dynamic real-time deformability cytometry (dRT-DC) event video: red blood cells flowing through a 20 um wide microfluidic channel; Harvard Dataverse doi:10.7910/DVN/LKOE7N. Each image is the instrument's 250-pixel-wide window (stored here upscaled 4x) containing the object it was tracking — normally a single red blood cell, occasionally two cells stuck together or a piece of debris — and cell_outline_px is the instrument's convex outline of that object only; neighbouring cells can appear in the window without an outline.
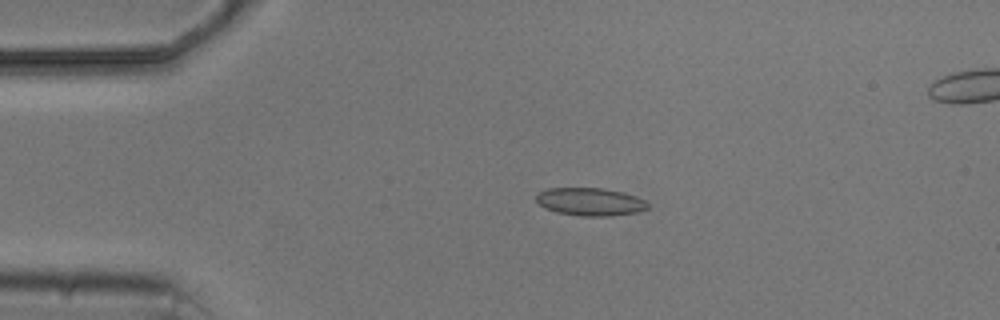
{"species": "common noctule bat (a hibernating species)", "species_latin": "Nyctalus noctula", "temperature_condition": "cold", "stored_images_in_passage": 4, "camera_frame_rate_fps": 3000, "um_per_image_px": 0.085, "animal": {"sex": "male", "body_mass_g": 20.5, "forearm_length_mm": 52.5}, "frame": {"image": 1, "passage_image": 2, "time_ms": 1.333, "image_size_px": [1000, 320], "cell_outline_px": [[648, 208], [636, 212], [612, 216], [580, 216], [556, 212], [544, 208], [536, 200], [536, 196], [540, 192], [548, 188], [604, 188], [624, 192], [636, 196], [644, 200], [648, 204]], "centroid_in_image_um": [50.17, 17.15], "position_along_channel_um": 34.8, "area_um2": 18.15}}